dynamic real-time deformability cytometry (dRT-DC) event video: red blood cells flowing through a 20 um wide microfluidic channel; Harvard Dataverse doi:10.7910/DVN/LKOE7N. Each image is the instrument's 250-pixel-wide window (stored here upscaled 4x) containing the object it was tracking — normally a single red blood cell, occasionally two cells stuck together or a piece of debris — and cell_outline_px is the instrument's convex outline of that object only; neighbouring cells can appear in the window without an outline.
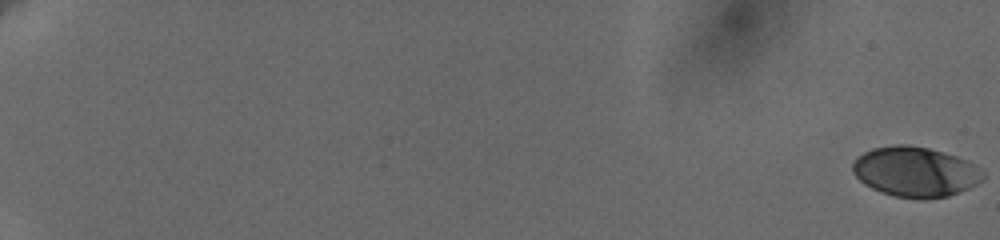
{"species": "human", "species_latin": "Homo sapiens", "temperature_condition": "cold", "stored_images_in_passage": 61, "camera_frame_rate_fps": 3000, "um_per_image_px": 0.085, "donor": {"sex": "female"}, "frame": {"image": 1, "passage_image": 1, "time_ms": 0.0, "image_size_px": [1000, 240], "cell_outline_px": [[984, 180], [968, 188], [948, 196], [924, 200], [920, 200], [896, 196], [880, 192], [864, 184], [852, 172], [852, 164], [864, 152], [872, 148], [896, 144], [908, 144], [928, 148], [956, 156], [972, 164], [984, 172]], "centroid_in_image_um": [77.79, 14.61], "position_along_channel_um": 7.2, "area_um2": 37.97}}
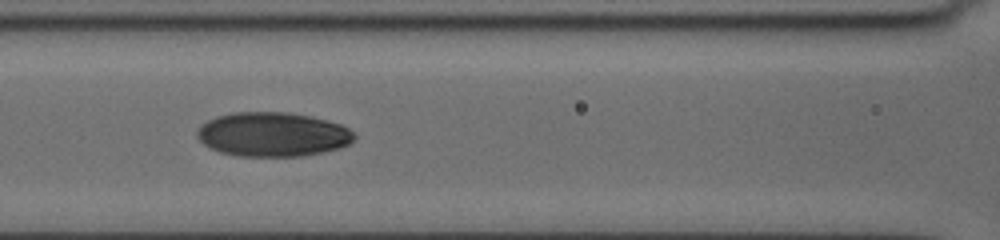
{"frame": {"image": 2, "passage_image": 32, "time_ms": 10.333, "image_size_px": [1000, 240], "cell_outline_px": [[356, 136], [348, 144], [340, 148], [324, 152], [300, 156], [240, 156], [220, 152], [204, 144], [196, 136], [196, 132], [200, 124], [216, 116], [232, 112], [288, 112], [312, 116], [340, 124], [348, 128]], "centroid_in_image_um": [23.16, 11.41], "position_along_channel_um": 143.4, "area_um2": 40.63}}
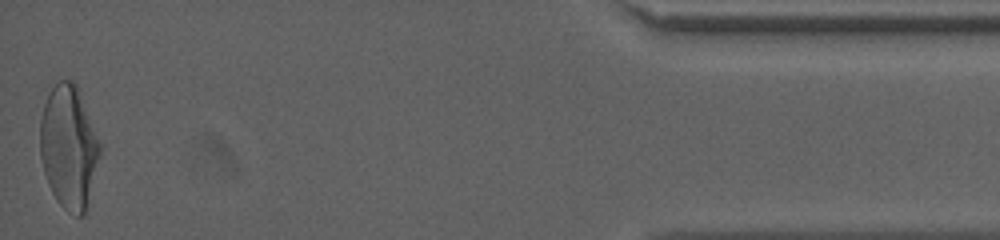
{"frame": {"image": 3, "passage_image": 61, "time_ms": 20.0, "image_size_px": [1000, 240], "cell_outline_px": [[100, 156], [84, 216], [76, 216], [68, 212], [56, 200], [48, 184], [44, 172], [40, 156], [40, 120], [44, 104], [52, 88], [60, 80], [72, 80], [76, 84], [100, 144]], "centroid_in_image_um": [5.83, 12.53], "position_along_channel_um": 429.4, "area_um2": 42.48}, "authors_computed_cell_mechanics": {"area_um2": 39.1306, "velocity_mm_per_s": 3.6346, "shape_relaxation_time_tau1_ms": 4.5296, "shape_relaxation_time_tau2_ms": 1.2692, "deformation_change_tau1": 0.1668, "deformation_change_tau2": 0.0516}}